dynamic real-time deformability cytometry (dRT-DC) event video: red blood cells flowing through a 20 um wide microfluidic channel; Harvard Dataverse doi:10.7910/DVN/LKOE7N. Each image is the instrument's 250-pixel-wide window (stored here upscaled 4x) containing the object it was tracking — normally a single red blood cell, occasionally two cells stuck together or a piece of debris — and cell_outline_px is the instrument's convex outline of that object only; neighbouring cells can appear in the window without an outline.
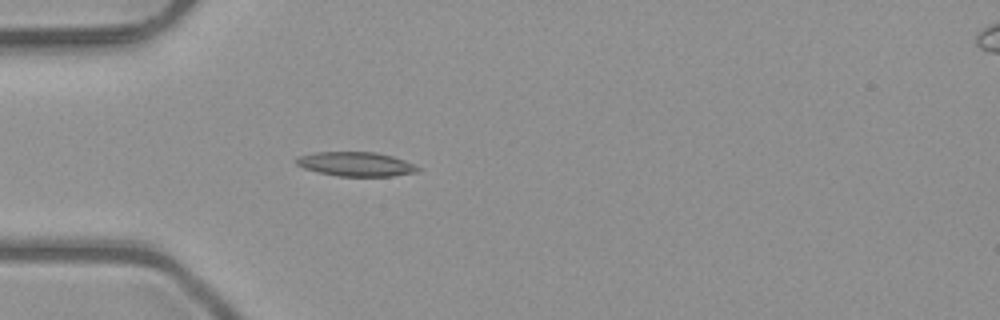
{"species": "common noctule bat (a hibernating species)", "species_latin": "Nyctalus noctula", "temperature_condition": "room temperature", "stored_images_in_passage": 4, "camera_frame_rate_fps": 3000, "um_per_image_px": 0.085, "animal": {"sex": "male", "body_mass_g": 23.1, "forearm_length_mm": 52.7}, "frame": {"image": 1, "passage_image": 4, "time_ms": 1.0, "image_size_px": [1000, 320], "cell_outline_px": [[420, 172], [392, 176], [340, 176], [320, 172], [304, 168], [296, 164], [296, 160], [300, 156], [316, 152], [376, 152], [392, 156], [404, 160], [420, 168]], "centroid_in_image_um": [30.29, 13.95], "position_along_channel_um": 54.7, "area_um2": 16.99}}